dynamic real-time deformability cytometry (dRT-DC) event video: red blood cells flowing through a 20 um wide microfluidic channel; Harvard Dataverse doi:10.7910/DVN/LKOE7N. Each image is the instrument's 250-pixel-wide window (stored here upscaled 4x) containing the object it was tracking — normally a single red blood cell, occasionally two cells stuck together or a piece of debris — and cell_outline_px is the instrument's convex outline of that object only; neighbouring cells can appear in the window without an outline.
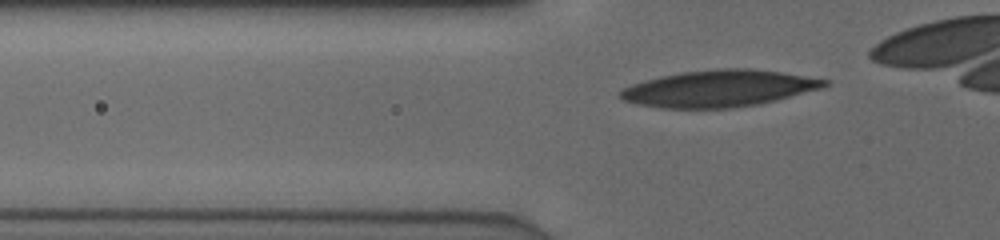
{"species": "human", "species_latin": "Homo sapiens", "temperature_condition": "cold", "stored_images_in_passage": 23, "camera_frame_rate_fps": 3000, "um_per_image_px": 0.085, "donor": {"sex": "male"}, "frame": {"image": 1, "passage_image": 5, "time_ms": 1.333, "image_size_px": [1000, 240], "cell_outline_px": [[832, 84], [824, 88], [760, 104], [728, 108], [660, 108], [636, 104], [624, 100], [620, 96], [620, 92], [624, 88], [632, 84], [660, 76], [680, 72], [720, 68], [748, 68], [780, 72], [832, 80]], "centroid_in_image_um": [61.17, 7.52], "position_along_channel_um": 64.6, "area_um2": 43.81}}
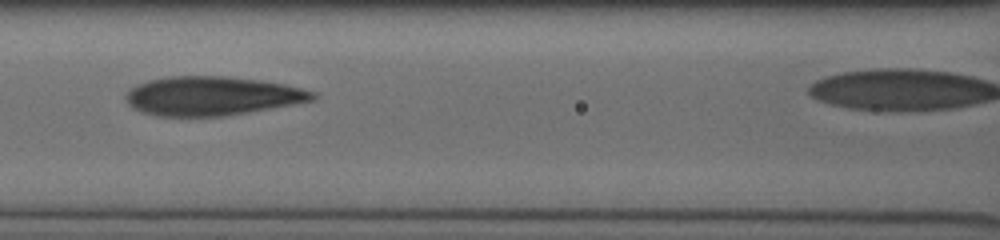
{"frame": {"image": 2, "passage_image": 10, "time_ms": 3.0, "image_size_px": [1000, 240], "cell_outline_px": [[316, 100], [248, 112], [224, 116], [156, 116], [140, 112], [132, 108], [128, 104], [124, 96], [136, 84], [148, 80], [168, 76], [228, 76], [260, 80], [284, 84], [316, 92]], "centroid_in_image_um": [17.99, 8.15], "position_along_channel_um": 148.6, "area_um2": 42.6}}
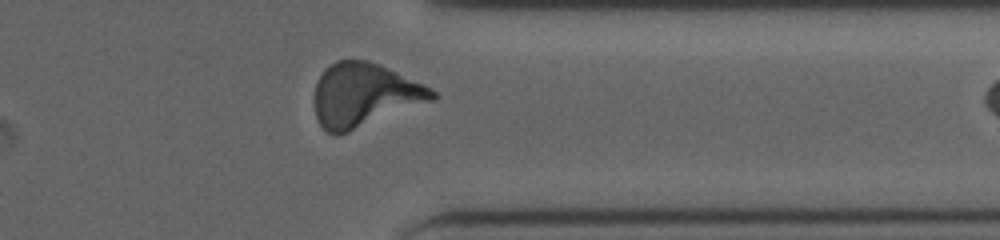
{"frame": {"image": 3, "passage_image": 22, "time_ms": 7.0, "image_size_px": [1000, 240], "cell_outline_px": [[440, 96], [436, 100], [348, 132], [336, 136], [328, 132], [320, 124], [316, 116], [312, 100], [316, 84], [324, 68], [336, 60], [368, 60], [380, 64], [424, 84], [436, 92]], "centroid_in_image_um": [30.97, 8.08], "position_along_channel_um": 380.4, "area_um2": 44.22}}